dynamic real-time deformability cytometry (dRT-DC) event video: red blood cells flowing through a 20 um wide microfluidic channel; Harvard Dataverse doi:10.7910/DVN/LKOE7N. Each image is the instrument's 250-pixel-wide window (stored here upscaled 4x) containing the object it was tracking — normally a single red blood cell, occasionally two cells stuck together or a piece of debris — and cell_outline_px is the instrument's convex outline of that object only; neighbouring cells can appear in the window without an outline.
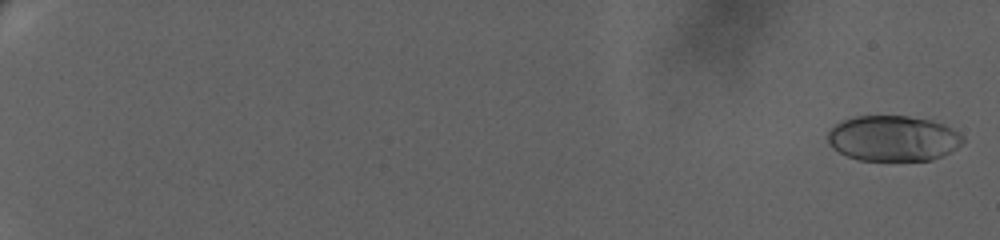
{"species": "human", "species_latin": "Homo sapiens", "temperature_condition": "warm", "stored_images_in_passage": 16, "camera_frame_rate_fps": 3000, "um_per_image_px": 0.085, "donor": {"sex": "female"}, "frame": {"image": 1, "passage_image": 1, "time_ms": 0.0, "image_size_px": [1000, 240], "cell_outline_px": [[964, 140], [956, 148], [932, 160], [856, 160], [832, 148], [828, 144], [828, 132], [836, 124], [844, 120], [856, 116], [908, 116], [932, 120], [944, 124], [952, 128], [964, 136]], "centroid_in_image_um": [75.91, 11.76], "position_along_channel_um": 9.1, "area_um2": 35.78}}
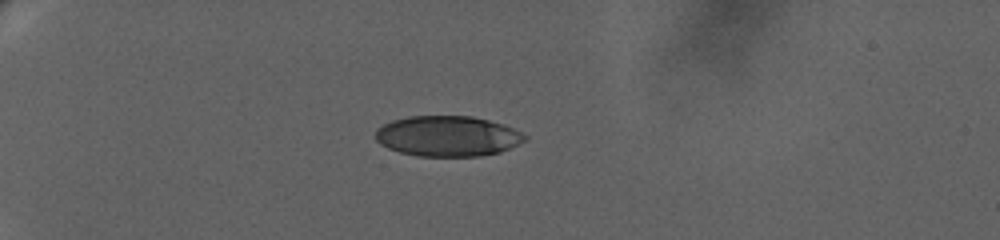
{"frame": {"image": 2, "passage_image": 11, "time_ms": 7.0, "image_size_px": [1000, 240], "cell_outline_px": [[528, 140], [520, 144], [500, 152], [480, 156], [416, 156], [400, 152], [388, 148], [380, 144], [376, 140], [376, 128], [392, 120], [408, 116], [472, 116], [504, 124], [524, 132], [528, 136]], "centroid_in_image_um": [38.09, 11.57], "position_along_channel_um": 46.9, "area_um2": 35.6}}
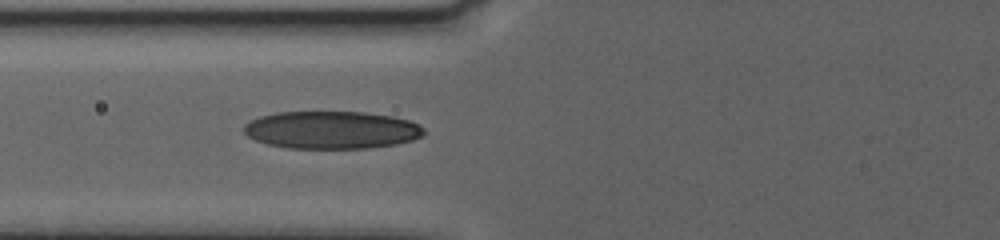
{"frame": {"image": 3, "passage_image": 16, "time_ms": 10.333, "image_size_px": [1000, 240], "cell_outline_px": [[424, 132], [420, 136], [412, 140], [396, 144], [368, 148], [288, 148], [268, 144], [256, 140], [248, 136], [244, 132], [244, 124], [260, 116], [276, 112], [364, 112], [392, 116], [408, 120], [420, 124], [424, 128]], "centroid_in_image_um": [28.19, 11.04], "position_along_channel_um": 97.6, "area_um2": 39.42}}